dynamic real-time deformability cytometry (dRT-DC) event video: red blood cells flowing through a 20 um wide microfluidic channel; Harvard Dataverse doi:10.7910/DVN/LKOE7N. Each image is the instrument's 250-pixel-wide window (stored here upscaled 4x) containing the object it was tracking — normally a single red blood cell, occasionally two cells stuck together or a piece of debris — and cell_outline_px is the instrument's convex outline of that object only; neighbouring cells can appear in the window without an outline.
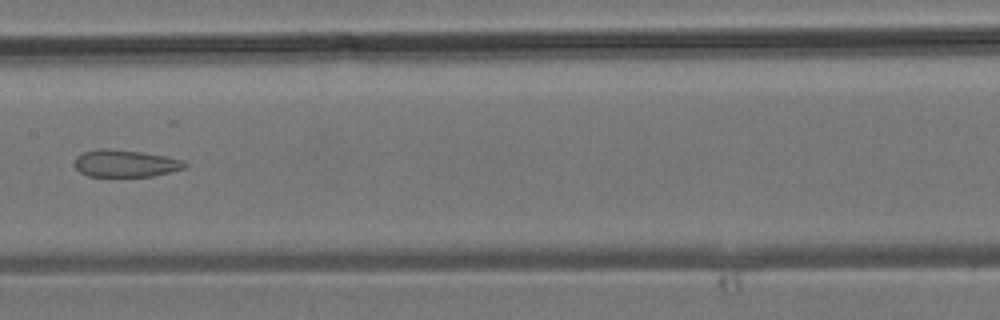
{"species": "common noctule bat (a hibernating species)", "species_latin": "Nyctalus noctula", "temperature_condition": "room temperature", "stored_images_in_passage": 37, "segment_of_instrument_passage": [2, 2], "camera_frame_rate_fps": 3000, "um_per_image_px": 0.085, "animal": {"sex": "male", "body_mass_g": 19.2, "forearm_length_mm": 51.8}, "frame": {"image": 1, "passage_image": 19, "time_ms": 6.0, "image_size_px": [1000, 320], "cell_outline_px": [[188, 164], [184, 168], [152, 176], [88, 176], [80, 172], [76, 168], [76, 156], [84, 152], [96, 148], [108, 148], [140, 152], [164, 156], [184, 160]], "centroid_in_image_um": [10.64, 13.88], "position_along_channel_um": 196.8, "area_um2": 17.28}}
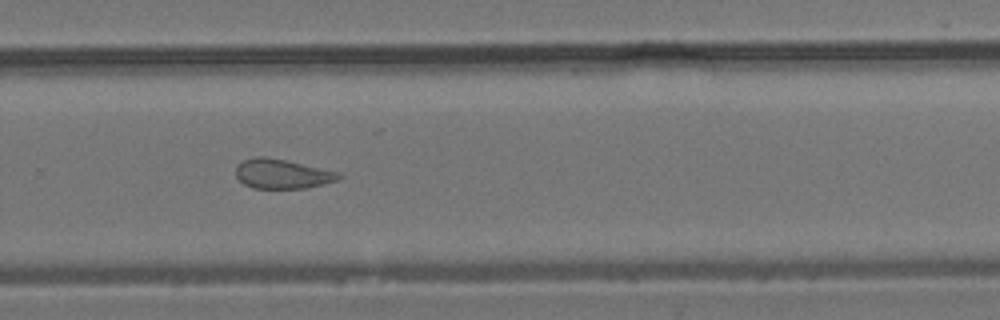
{"frame": {"image": 2, "passage_image": 25, "time_ms": 8.0, "image_size_px": [1000, 320], "cell_outline_px": [[344, 176], [336, 180], [324, 184], [304, 188], [252, 188], [244, 184], [236, 176], [236, 164], [244, 160], [256, 156], [264, 156], [284, 160], [340, 172]], "centroid_in_image_um": [23.98, 14.78], "position_along_channel_um": 305.8, "area_um2": 17.63}}
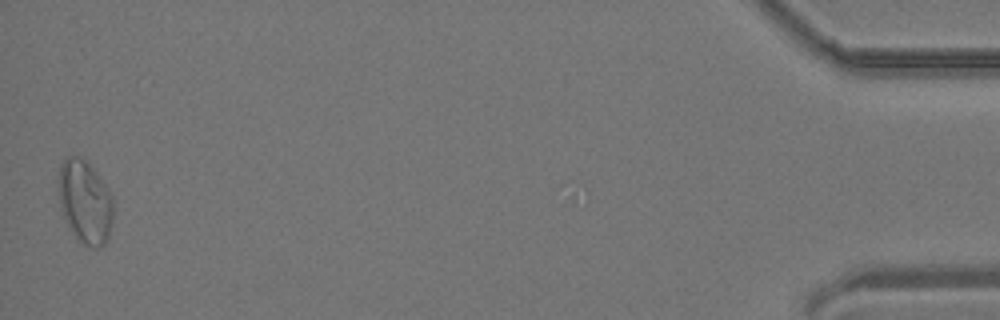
{"frame": {"image": 3, "passage_image": 37, "time_ms": 12.0, "image_size_px": [1000, 320], "cell_outline_px": [[112, 220], [108, 236], [104, 244], [96, 248], [92, 248], [84, 244], [76, 236], [68, 224], [60, 208], [60, 164], [64, 156], [80, 156], [88, 160], [108, 188], [112, 196]], "centroid_in_image_um": [7.24, 17.1], "position_along_channel_um": 428.0, "area_um2": 26.3}}